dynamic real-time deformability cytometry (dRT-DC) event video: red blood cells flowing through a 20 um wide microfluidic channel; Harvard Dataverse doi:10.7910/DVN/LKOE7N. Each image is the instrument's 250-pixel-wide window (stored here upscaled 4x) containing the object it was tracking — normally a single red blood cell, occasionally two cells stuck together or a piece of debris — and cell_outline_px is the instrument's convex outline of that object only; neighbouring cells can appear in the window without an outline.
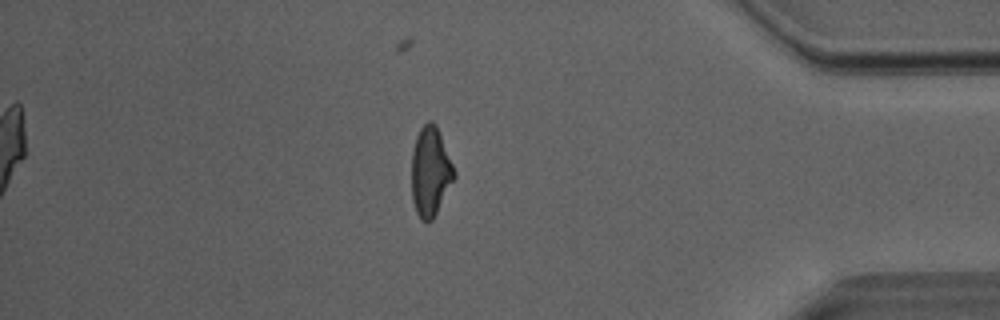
{"species": "Egyptian fruit bat (a non-hibernating species)", "species_latin": "Rousettus aegyptiacus", "temperature_condition": "room temperature", "stored_images_in_passage": 29, "camera_frame_rate_fps": 3000, "um_per_image_px": 0.085, "animal": {"sex": "male"}, "frame": {"image": 1, "passage_image": 28, "time_ms": 9.0, "image_size_px": [1000, 320], "cell_outline_px": [[456, 176], [432, 220], [420, 220], [416, 212], [412, 200], [412, 152], [416, 136], [420, 128], [428, 120], [432, 120], [436, 124], [456, 172]], "centroid_in_image_um": [36.58, 14.56], "position_along_channel_um": 398.6, "area_um2": 22.08}}